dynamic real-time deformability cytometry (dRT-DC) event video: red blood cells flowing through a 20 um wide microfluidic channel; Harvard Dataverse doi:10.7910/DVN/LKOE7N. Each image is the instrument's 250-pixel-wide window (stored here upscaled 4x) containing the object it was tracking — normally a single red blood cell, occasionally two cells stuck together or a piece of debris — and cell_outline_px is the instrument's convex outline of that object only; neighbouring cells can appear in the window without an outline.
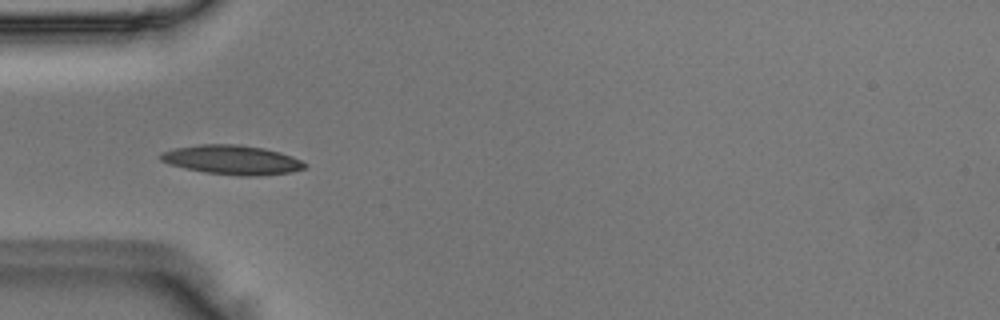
{"species": "Egyptian fruit bat (a non-hibernating species)", "species_latin": "Rousettus aegyptiacus", "temperature_condition": "room temperature", "stored_images_in_passage": 38, "camera_frame_rate_fps": 3000, "um_per_image_px": 0.085, "animal": {"sex": "male"}, "frame": {"image": 1, "passage_image": 3, "time_ms": 0.667, "image_size_px": [1000, 320], "cell_outline_px": [[308, 164], [304, 168], [292, 172], [256, 176], [244, 176], [204, 172], [172, 164], [160, 160], [160, 152], [176, 148], [200, 144], [240, 144], [264, 148], [280, 152], [292, 156]], "centroid_in_image_um": [19.77, 13.58], "position_along_channel_um": 65.2, "area_um2": 24.45}}
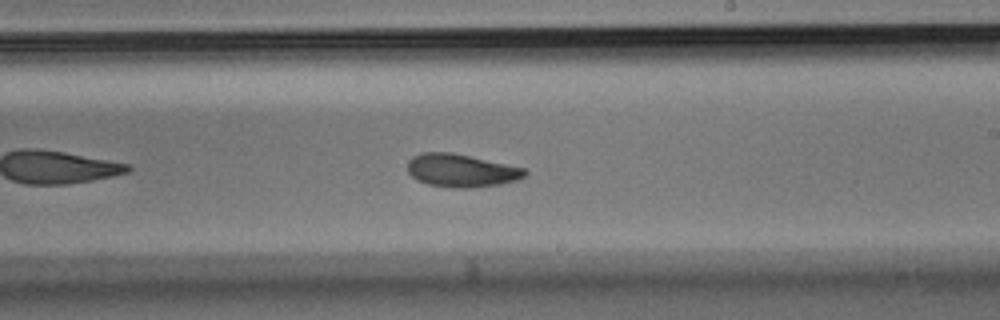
{"frame": {"image": 2, "passage_image": 17, "time_ms": 5.333, "image_size_px": [1000, 320], "cell_outline_px": [[528, 172], [524, 176], [516, 180], [500, 184], [472, 188], [452, 188], [428, 184], [416, 180], [408, 172], [408, 160], [412, 156], [424, 152], [452, 152], [524, 168]], "centroid_in_image_um": [39.17, 14.5], "position_along_channel_um": 249.8, "area_um2": 22.54}}
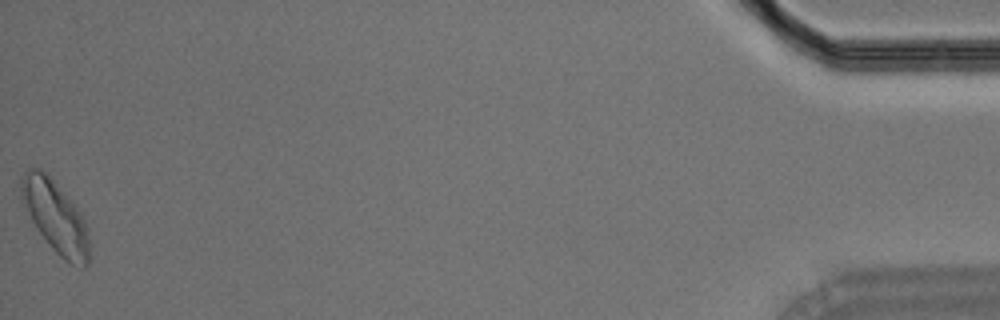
{"frame": {"image": 3, "passage_image": 38, "time_ms": 12.333, "image_size_px": [1000, 320], "cell_outline_px": [[88, 264], [84, 268], [72, 264], [64, 260], [52, 248], [36, 228], [20, 200], [20, 176], [28, 168], [40, 168], [52, 180], [80, 212], [84, 220], [88, 236]], "centroid_in_image_um": [4.66, 18.42], "position_along_channel_um": 430.5, "area_um2": 28.09}}